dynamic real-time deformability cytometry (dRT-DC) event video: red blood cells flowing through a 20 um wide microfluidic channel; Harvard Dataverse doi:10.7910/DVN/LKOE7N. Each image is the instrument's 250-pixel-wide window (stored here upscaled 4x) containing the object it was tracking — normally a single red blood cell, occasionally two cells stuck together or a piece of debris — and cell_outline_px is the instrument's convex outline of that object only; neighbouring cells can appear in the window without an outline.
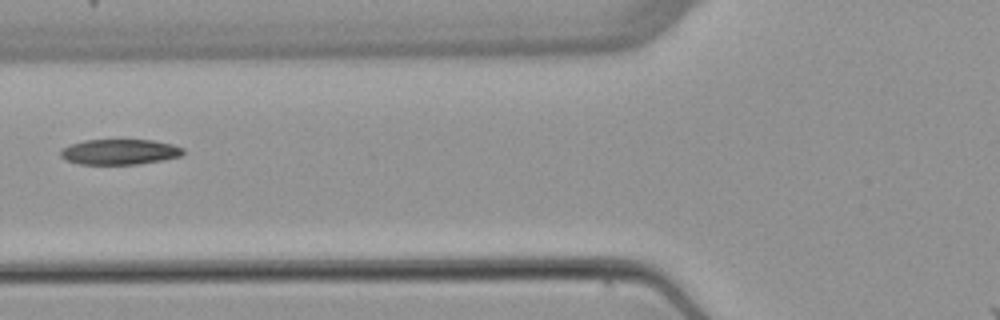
{"species": "common noctule bat (a hibernating species)", "species_latin": "Nyctalus noctula", "temperature_condition": "warm", "stored_images_in_passage": 6, "segment_of_instrument_passage": [2, 2], "camera_frame_rate_fps": 3000, "um_per_image_px": 0.085, "animal": {"sex": "female", "body_mass_g": 22.7, "forearm_length_mm": 54.2}, "frame": {"image": 1, "passage_image": 6, "time_ms": 6.0, "image_size_px": [1000, 320], "cell_outline_px": [[184, 152], [180, 156], [164, 160], [140, 164], [80, 164], [64, 160], [60, 156], [60, 148], [84, 140], [152, 140], [172, 144], [184, 148]], "centroid_in_image_um": [10.15, 12.91], "position_along_channel_um": 115.6, "area_um2": 18.26}}